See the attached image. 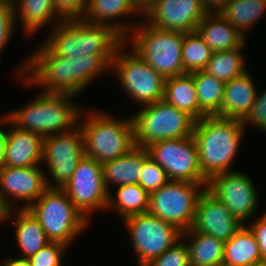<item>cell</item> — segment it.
Masks as SVG:
<instances>
[{"label": "cell", "mask_w": 266, "mask_h": 266, "mask_svg": "<svg viewBox=\"0 0 266 266\" xmlns=\"http://www.w3.org/2000/svg\"><path fill=\"white\" fill-rule=\"evenodd\" d=\"M19 67L18 76L26 78V85H38L41 92L67 93L75 97L99 74L111 70L99 55L64 58L55 55L43 42Z\"/></svg>", "instance_id": "cell-1"}, {"label": "cell", "mask_w": 266, "mask_h": 266, "mask_svg": "<svg viewBox=\"0 0 266 266\" xmlns=\"http://www.w3.org/2000/svg\"><path fill=\"white\" fill-rule=\"evenodd\" d=\"M51 31V32H50ZM43 43L64 58L86 54L101 56L110 66L125 38L113 27L79 19H65L51 28Z\"/></svg>", "instance_id": "cell-2"}, {"label": "cell", "mask_w": 266, "mask_h": 266, "mask_svg": "<svg viewBox=\"0 0 266 266\" xmlns=\"http://www.w3.org/2000/svg\"><path fill=\"white\" fill-rule=\"evenodd\" d=\"M242 120L205 116L197 120L193 138L199 153L202 175L209 181L214 175L232 172L244 136Z\"/></svg>", "instance_id": "cell-3"}, {"label": "cell", "mask_w": 266, "mask_h": 266, "mask_svg": "<svg viewBox=\"0 0 266 266\" xmlns=\"http://www.w3.org/2000/svg\"><path fill=\"white\" fill-rule=\"evenodd\" d=\"M72 97L67 93L40 92L33 101L6 116L16 127L43 137L68 132L78 125L82 111Z\"/></svg>", "instance_id": "cell-4"}, {"label": "cell", "mask_w": 266, "mask_h": 266, "mask_svg": "<svg viewBox=\"0 0 266 266\" xmlns=\"http://www.w3.org/2000/svg\"><path fill=\"white\" fill-rule=\"evenodd\" d=\"M82 113L83 109L78 125L83 134L85 156L103 164L125 155L135 147L132 117L120 120L110 116L111 113L90 111L82 124Z\"/></svg>", "instance_id": "cell-5"}, {"label": "cell", "mask_w": 266, "mask_h": 266, "mask_svg": "<svg viewBox=\"0 0 266 266\" xmlns=\"http://www.w3.org/2000/svg\"><path fill=\"white\" fill-rule=\"evenodd\" d=\"M130 39V40H129ZM184 33L158 29L142 18L125 43L165 79L187 74L182 64Z\"/></svg>", "instance_id": "cell-6"}, {"label": "cell", "mask_w": 266, "mask_h": 266, "mask_svg": "<svg viewBox=\"0 0 266 266\" xmlns=\"http://www.w3.org/2000/svg\"><path fill=\"white\" fill-rule=\"evenodd\" d=\"M27 210L39 221L50 242L68 247L90 222L62 188H47Z\"/></svg>", "instance_id": "cell-7"}, {"label": "cell", "mask_w": 266, "mask_h": 266, "mask_svg": "<svg viewBox=\"0 0 266 266\" xmlns=\"http://www.w3.org/2000/svg\"><path fill=\"white\" fill-rule=\"evenodd\" d=\"M135 146L146 148L159 140L193 135L196 120L164 100L144 105L133 114Z\"/></svg>", "instance_id": "cell-8"}, {"label": "cell", "mask_w": 266, "mask_h": 266, "mask_svg": "<svg viewBox=\"0 0 266 266\" xmlns=\"http://www.w3.org/2000/svg\"><path fill=\"white\" fill-rule=\"evenodd\" d=\"M207 184L170 180L149 194L148 213L171 223L183 233L192 227L197 201Z\"/></svg>", "instance_id": "cell-9"}, {"label": "cell", "mask_w": 266, "mask_h": 266, "mask_svg": "<svg viewBox=\"0 0 266 266\" xmlns=\"http://www.w3.org/2000/svg\"><path fill=\"white\" fill-rule=\"evenodd\" d=\"M126 45L119 47L111 65L123 91L141 106L163 100L166 79L133 50L126 52Z\"/></svg>", "instance_id": "cell-10"}, {"label": "cell", "mask_w": 266, "mask_h": 266, "mask_svg": "<svg viewBox=\"0 0 266 266\" xmlns=\"http://www.w3.org/2000/svg\"><path fill=\"white\" fill-rule=\"evenodd\" d=\"M123 223L128 229L133 250L138 257V266L149 264L182 236V232L174 225L148 212L129 216Z\"/></svg>", "instance_id": "cell-11"}, {"label": "cell", "mask_w": 266, "mask_h": 266, "mask_svg": "<svg viewBox=\"0 0 266 266\" xmlns=\"http://www.w3.org/2000/svg\"><path fill=\"white\" fill-rule=\"evenodd\" d=\"M150 157L167 173L169 180L208 183L199 165V153L193 136L159 140L146 147Z\"/></svg>", "instance_id": "cell-12"}, {"label": "cell", "mask_w": 266, "mask_h": 266, "mask_svg": "<svg viewBox=\"0 0 266 266\" xmlns=\"http://www.w3.org/2000/svg\"><path fill=\"white\" fill-rule=\"evenodd\" d=\"M84 156L83 134L79 125L71 131L44 137L42 162L49 169L52 179L50 182L46 178L47 188H62Z\"/></svg>", "instance_id": "cell-13"}, {"label": "cell", "mask_w": 266, "mask_h": 266, "mask_svg": "<svg viewBox=\"0 0 266 266\" xmlns=\"http://www.w3.org/2000/svg\"><path fill=\"white\" fill-rule=\"evenodd\" d=\"M62 189L89 221L92 211L107 209L109 192L104 186L102 164L93 158L84 156Z\"/></svg>", "instance_id": "cell-14"}, {"label": "cell", "mask_w": 266, "mask_h": 266, "mask_svg": "<svg viewBox=\"0 0 266 266\" xmlns=\"http://www.w3.org/2000/svg\"><path fill=\"white\" fill-rule=\"evenodd\" d=\"M255 187L246 173L234 170L214 175L208 181L206 188L245 225L246 221L253 218L259 204Z\"/></svg>", "instance_id": "cell-15"}, {"label": "cell", "mask_w": 266, "mask_h": 266, "mask_svg": "<svg viewBox=\"0 0 266 266\" xmlns=\"http://www.w3.org/2000/svg\"><path fill=\"white\" fill-rule=\"evenodd\" d=\"M207 13L202 0H154L142 10V19L158 29L188 33Z\"/></svg>", "instance_id": "cell-16"}, {"label": "cell", "mask_w": 266, "mask_h": 266, "mask_svg": "<svg viewBox=\"0 0 266 266\" xmlns=\"http://www.w3.org/2000/svg\"><path fill=\"white\" fill-rule=\"evenodd\" d=\"M46 178V173L38 165L21 168L2 166L0 201L7 210H11L15 209L13 200H21L25 203L20 209H27L47 189Z\"/></svg>", "instance_id": "cell-17"}, {"label": "cell", "mask_w": 266, "mask_h": 266, "mask_svg": "<svg viewBox=\"0 0 266 266\" xmlns=\"http://www.w3.org/2000/svg\"><path fill=\"white\" fill-rule=\"evenodd\" d=\"M244 226L207 188L201 193L191 229L226 242Z\"/></svg>", "instance_id": "cell-18"}, {"label": "cell", "mask_w": 266, "mask_h": 266, "mask_svg": "<svg viewBox=\"0 0 266 266\" xmlns=\"http://www.w3.org/2000/svg\"><path fill=\"white\" fill-rule=\"evenodd\" d=\"M7 126L11 128L7 131L3 166L21 168L39 165L43 161L44 137L16 127L8 117Z\"/></svg>", "instance_id": "cell-19"}, {"label": "cell", "mask_w": 266, "mask_h": 266, "mask_svg": "<svg viewBox=\"0 0 266 266\" xmlns=\"http://www.w3.org/2000/svg\"><path fill=\"white\" fill-rule=\"evenodd\" d=\"M134 14L137 15L136 17L140 15L142 18V10L134 0H87V8L82 19L93 24L113 27L126 38L139 23V20L132 23L128 20L119 22L118 19Z\"/></svg>", "instance_id": "cell-20"}, {"label": "cell", "mask_w": 266, "mask_h": 266, "mask_svg": "<svg viewBox=\"0 0 266 266\" xmlns=\"http://www.w3.org/2000/svg\"><path fill=\"white\" fill-rule=\"evenodd\" d=\"M254 81L246 71L243 75L227 81L222 105L216 117L244 120L253 106L257 91Z\"/></svg>", "instance_id": "cell-21"}, {"label": "cell", "mask_w": 266, "mask_h": 266, "mask_svg": "<svg viewBox=\"0 0 266 266\" xmlns=\"http://www.w3.org/2000/svg\"><path fill=\"white\" fill-rule=\"evenodd\" d=\"M144 147L135 146L128 153L102 164L103 182L110 193V185L138 184L144 161L149 157Z\"/></svg>", "instance_id": "cell-22"}, {"label": "cell", "mask_w": 266, "mask_h": 266, "mask_svg": "<svg viewBox=\"0 0 266 266\" xmlns=\"http://www.w3.org/2000/svg\"><path fill=\"white\" fill-rule=\"evenodd\" d=\"M197 31L213 52L245 47V36L219 12H208L198 24Z\"/></svg>", "instance_id": "cell-23"}, {"label": "cell", "mask_w": 266, "mask_h": 266, "mask_svg": "<svg viewBox=\"0 0 266 266\" xmlns=\"http://www.w3.org/2000/svg\"><path fill=\"white\" fill-rule=\"evenodd\" d=\"M13 212V209L7 211L5 221L8 222L10 217L15 215V239L21 249L20 252L24 254L19 257L30 258L50 241L39 221L27 209L19 208L17 212Z\"/></svg>", "instance_id": "cell-24"}, {"label": "cell", "mask_w": 266, "mask_h": 266, "mask_svg": "<svg viewBox=\"0 0 266 266\" xmlns=\"http://www.w3.org/2000/svg\"><path fill=\"white\" fill-rule=\"evenodd\" d=\"M13 6L15 21L20 19L28 36L35 34L44 25L48 26L53 22L51 27H54L63 20L55 11L53 0H15Z\"/></svg>", "instance_id": "cell-25"}, {"label": "cell", "mask_w": 266, "mask_h": 266, "mask_svg": "<svg viewBox=\"0 0 266 266\" xmlns=\"http://www.w3.org/2000/svg\"><path fill=\"white\" fill-rule=\"evenodd\" d=\"M163 100L185 111L196 121L206 116L198 106L194 79L189 73L166 79Z\"/></svg>", "instance_id": "cell-26"}, {"label": "cell", "mask_w": 266, "mask_h": 266, "mask_svg": "<svg viewBox=\"0 0 266 266\" xmlns=\"http://www.w3.org/2000/svg\"><path fill=\"white\" fill-rule=\"evenodd\" d=\"M262 261L258 242L248 226H242L225 242L224 263L233 266H254Z\"/></svg>", "instance_id": "cell-27"}, {"label": "cell", "mask_w": 266, "mask_h": 266, "mask_svg": "<svg viewBox=\"0 0 266 266\" xmlns=\"http://www.w3.org/2000/svg\"><path fill=\"white\" fill-rule=\"evenodd\" d=\"M181 237L191 239L186 243L191 266H217L223 262L224 241L192 229L183 232Z\"/></svg>", "instance_id": "cell-28"}, {"label": "cell", "mask_w": 266, "mask_h": 266, "mask_svg": "<svg viewBox=\"0 0 266 266\" xmlns=\"http://www.w3.org/2000/svg\"><path fill=\"white\" fill-rule=\"evenodd\" d=\"M116 196L109 193L107 209L116 211L122 220L148 212L149 193L139 184L118 186Z\"/></svg>", "instance_id": "cell-29"}, {"label": "cell", "mask_w": 266, "mask_h": 266, "mask_svg": "<svg viewBox=\"0 0 266 266\" xmlns=\"http://www.w3.org/2000/svg\"><path fill=\"white\" fill-rule=\"evenodd\" d=\"M265 11L266 0H231L219 13L244 36Z\"/></svg>", "instance_id": "cell-30"}, {"label": "cell", "mask_w": 266, "mask_h": 266, "mask_svg": "<svg viewBox=\"0 0 266 266\" xmlns=\"http://www.w3.org/2000/svg\"><path fill=\"white\" fill-rule=\"evenodd\" d=\"M190 74L194 79L200 110L206 116H215L222 105L226 83L204 71H195Z\"/></svg>", "instance_id": "cell-31"}, {"label": "cell", "mask_w": 266, "mask_h": 266, "mask_svg": "<svg viewBox=\"0 0 266 266\" xmlns=\"http://www.w3.org/2000/svg\"><path fill=\"white\" fill-rule=\"evenodd\" d=\"M242 49L213 52L211 59L202 71L225 83L243 75L248 68L245 65V58L241 54Z\"/></svg>", "instance_id": "cell-32"}, {"label": "cell", "mask_w": 266, "mask_h": 266, "mask_svg": "<svg viewBox=\"0 0 266 266\" xmlns=\"http://www.w3.org/2000/svg\"><path fill=\"white\" fill-rule=\"evenodd\" d=\"M212 54V49L197 30L184 33L182 64L186 73L202 71L211 59Z\"/></svg>", "instance_id": "cell-33"}, {"label": "cell", "mask_w": 266, "mask_h": 266, "mask_svg": "<svg viewBox=\"0 0 266 266\" xmlns=\"http://www.w3.org/2000/svg\"><path fill=\"white\" fill-rule=\"evenodd\" d=\"M169 181L166 171L149 156L144 161L138 184L150 194Z\"/></svg>", "instance_id": "cell-34"}, {"label": "cell", "mask_w": 266, "mask_h": 266, "mask_svg": "<svg viewBox=\"0 0 266 266\" xmlns=\"http://www.w3.org/2000/svg\"><path fill=\"white\" fill-rule=\"evenodd\" d=\"M182 237L146 266H191L189 249Z\"/></svg>", "instance_id": "cell-35"}, {"label": "cell", "mask_w": 266, "mask_h": 266, "mask_svg": "<svg viewBox=\"0 0 266 266\" xmlns=\"http://www.w3.org/2000/svg\"><path fill=\"white\" fill-rule=\"evenodd\" d=\"M66 248L68 246L62 243L50 242L28 259L32 266H62V255Z\"/></svg>", "instance_id": "cell-36"}, {"label": "cell", "mask_w": 266, "mask_h": 266, "mask_svg": "<svg viewBox=\"0 0 266 266\" xmlns=\"http://www.w3.org/2000/svg\"><path fill=\"white\" fill-rule=\"evenodd\" d=\"M16 23L13 2L0 0V54L12 36Z\"/></svg>", "instance_id": "cell-37"}, {"label": "cell", "mask_w": 266, "mask_h": 266, "mask_svg": "<svg viewBox=\"0 0 266 266\" xmlns=\"http://www.w3.org/2000/svg\"><path fill=\"white\" fill-rule=\"evenodd\" d=\"M247 123L266 132V90L262 93L257 91L253 106L243 120L244 128H246Z\"/></svg>", "instance_id": "cell-38"}, {"label": "cell", "mask_w": 266, "mask_h": 266, "mask_svg": "<svg viewBox=\"0 0 266 266\" xmlns=\"http://www.w3.org/2000/svg\"><path fill=\"white\" fill-rule=\"evenodd\" d=\"M53 3L63 20L82 18L87 8V0H53Z\"/></svg>", "instance_id": "cell-39"}, {"label": "cell", "mask_w": 266, "mask_h": 266, "mask_svg": "<svg viewBox=\"0 0 266 266\" xmlns=\"http://www.w3.org/2000/svg\"><path fill=\"white\" fill-rule=\"evenodd\" d=\"M251 226H248L252 232L254 233V236L256 237V240L258 242L261 257L263 261H266V213L253 221Z\"/></svg>", "instance_id": "cell-40"}, {"label": "cell", "mask_w": 266, "mask_h": 266, "mask_svg": "<svg viewBox=\"0 0 266 266\" xmlns=\"http://www.w3.org/2000/svg\"><path fill=\"white\" fill-rule=\"evenodd\" d=\"M207 12H220L231 0H202Z\"/></svg>", "instance_id": "cell-41"}, {"label": "cell", "mask_w": 266, "mask_h": 266, "mask_svg": "<svg viewBox=\"0 0 266 266\" xmlns=\"http://www.w3.org/2000/svg\"><path fill=\"white\" fill-rule=\"evenodd\" d=\"M6 125L7 124V116L6 115H2L0 118V126L2 127V125ZM6 137H7V131H3L0 128V167L3 166V161H4V157H5V145H6Z\"/></svg>", "instance_id": "cell-42"}, {"label": "cell", "mask_w": 266, "mask_h": 266, "mask_svg": "<svg viewBox=\"0 0 266 266\" xmlns=\"http://www.w3.org/2000/svg\"><path fill=\"white\" fill-rule=\"evenodd\" d=\"M0 266H32V265L28 258H23V257L8 258L7 257L5 261L0 262Z\"/></svg>", "instance_id": "cell-43"}, {"label": "cell", "mask_w": 266, "mask_h": 266, "mask_svg": "<svg viewBox=\"0 0 266 266\" xmlns=\"http://www.w3.org/2000/svg\"><path fill=\"white\" fill-rule=\"evenodd\" d=\"M152 1L154 0H134L141 10H144Z\"/></svg>", "instance_id": "cell-44"}, {"label": "cell", "mask_w": 266, "mask_h": 266, "mask_svg": "<svg viewBox=\"0 0 266 266\" xmlns=\"http://www.w3.org/2000/svg\"><path fill=\"white\" fill-rule=\"evenodd\" d=\"M7 209L4 207L2 202L0 201V222L6 219Z\"/></svg>", "instance_id": "cell-45"}, {"label": "cell", "mask_w": 266, "mask_h": 266, "mask_svg": "<svg viewBox=\"0 0 266 266\" xmlns=\"http://www.w3.org/2000/svg\"><path fill=\"white\" fill-rule=\"evenodd\" d=\"M254 266H266V261H262L260 263H257L256 265Z\"/></svg>", "instance_id": "cell-46"}, {"label": "cell", "mask_w": 266, "mask_h": 266, "mask_svg": "<svg viewBox=\"0 0 266 266\" xmlns=\"http://www.w3.org/2000/svg\"><path fill=\"white\" fill-rule=\"evenodd\" d=\"M217 266H233V265L222 262V263L218 264Z\"/></svg>", "instance_id": "cell-47"}, {"label": "cell", "mask_w": 266, "mask_h": 266, "mask_svg": "<svg viewBox=\"0 0 266 266\" xmlns=\"http://www.w3.org/2000/svg\"><path fill=\"white\" fill-rule=\"evenodd\" d=\"M1 1H10V2H13V1H15V0H1Z\"/></svg>", "instance_id": "cell-48"}]
</instances>
